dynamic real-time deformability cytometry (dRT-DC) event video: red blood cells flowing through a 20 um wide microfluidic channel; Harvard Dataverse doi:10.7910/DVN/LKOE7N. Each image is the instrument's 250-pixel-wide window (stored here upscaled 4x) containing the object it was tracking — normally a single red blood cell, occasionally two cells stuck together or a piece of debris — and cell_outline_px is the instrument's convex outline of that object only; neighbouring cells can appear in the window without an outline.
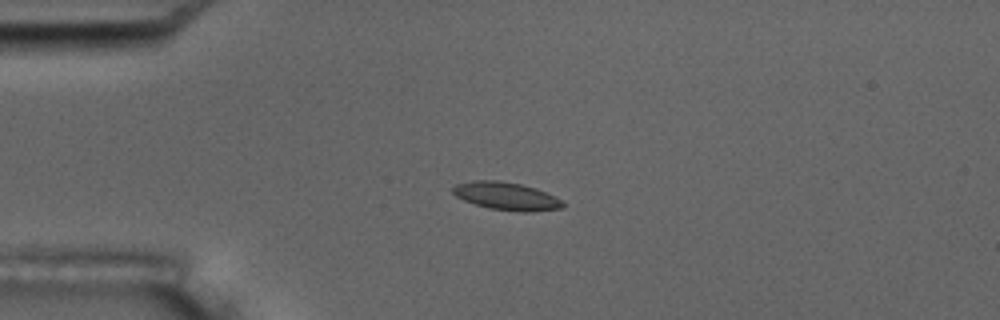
{"species": "common noctule bat (a hibernating species)", "species_latin": "Nyctalus noctula", "temperature_condition": "room temperature", "stored_images_in_passage": 5, "camera_frame_rate_fps": 3000, "um_per_image_px": 0.085, "animal": {"sex": "male", "body_mass_g": 17.5, "forearm_length_mm": 52.3}, "frame": {"image": 1, "passage_image": 4, "time_ms": 3.667, "image_size_px": [1000, 320], "cell_outline_px": [[564, 208], [532, 212], [520, 212], [488, 208], [464, 200], [456, 196], [452, 192], [452, 188], [456, 184], [476, 180], [500, 180], [520, 184], [536, 188], [560, 200], [564, 204]], "centroid_in_image_um": [43.03, 16.67], "position_along_channel_um": 42.0, "area_um2": 17.74}}